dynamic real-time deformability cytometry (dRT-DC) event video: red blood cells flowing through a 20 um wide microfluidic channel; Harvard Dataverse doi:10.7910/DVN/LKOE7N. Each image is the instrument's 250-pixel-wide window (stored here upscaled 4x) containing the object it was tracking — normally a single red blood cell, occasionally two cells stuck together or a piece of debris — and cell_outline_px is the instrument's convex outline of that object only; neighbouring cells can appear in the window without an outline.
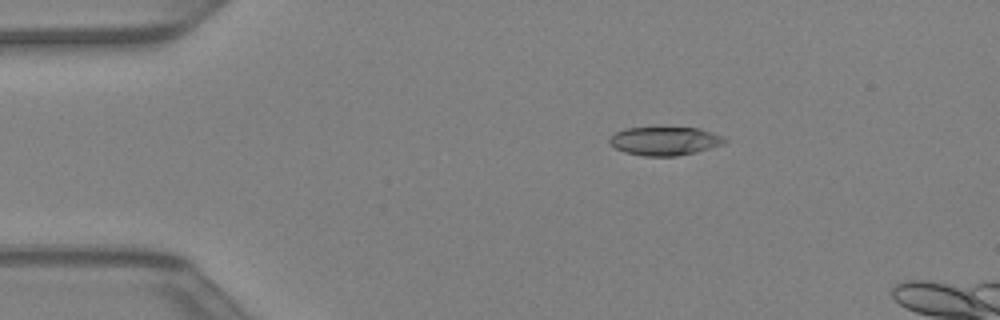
{"species": "Egyptian fruit bat (a non-hibernating species)", "species_latin": "Rousettus aegyptiacus", "temperature_condition": "warm", "stored_images_in_passage": 7, "camera_frame_rate_fps": 3000, "um_per_image_px": 0.085, "animal": {"sex": "female"}, "frame": {"image": 1, "passage_image": 2, "time_ms": 0.333, "image_size_px": [1000, 320], "cell_outline_px": [[728, 140], [724, 144], [696, 152], [676, 156], [644, 156], [624, 152], [616, 148], [608, 140], [616, 132], [624, 128], [700, 128], [720, 136]], "centroid_in_image_um": [56.5, 11.99], "position_along_channel_um": 28.5, "area_um2": 18.9}}